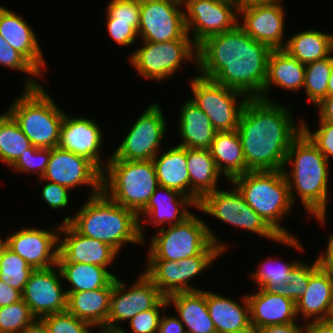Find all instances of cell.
Listing matches in <instances>:
<instances>
[{"label": "cell", "instance_id": "obj_25", "mask_svg": "<svg viewBox=\"0 0 333 333\" xmlns=\"http://www.w3.org/2000/svg\"><path fill=\"white\" fill-rule=\"evenodd\" d=\"M247 295L252 330L271 325L298 323L296 303L271 290L256 288Z\"/></svg>", "mask_w": 333, "mask_h": 333}, {"label": "cell", "instance_id": "obj_39", "mask_svg": "<svg viewBox=\"0 0 333 333\" xmlns=\"http://www.w3.org/2000/svg\"><path fill=\"white\" fill-rule=\"evenodd\" d=\"M33 270L22 257L0 242V280L22 293Z\"/></svg>", "mask_w": 333, "mask_h": 333}, {"label": "cell", "instance_id": "obj_3", "mask_svg": "<svg viewBox=\"0 0 333 333\" xmlns=\"http://www.w3.org/2000/svg\"><path fill=\"white\" fill-rule=\"evenodd\" d=\"M329 164L326 157L302 131L293 140L283 167L293 205L295 206L298 197L307 214L322 226L327 225V202L330 199ZM287 167L291 170L287 171Z\"/></svg>", "mask_w": 333, "mask_h": 333}, {"label": "cell", "instance_id": "obj_53", "mask_svg": "<svg viewBox=\"0 0 333 333\" xmlns=\"http://www.w3.org/2000/svg\"><path fill=\"white\" fill-rule=\"evenodd\" d=\"M253 333H304V323H288L259 328Z\"/></svg>", "mask_w": 333, "mask_h": 333}, {"label": "cell", "instance_id": "obj_46", "mask_svg": "<svg viewBox=\"0 0 333 333\" xmlns=\"http://www.w3.org/2000/svg\"><path fill=\"white\" fill-rule=\"evenodd\" d=\"M41 320L50 333H93L90 330L94 328L91 324L78 319L67 311L46 315Z\"/></svg>", "mask_w": 333, "mask_h": 333}, {"label": "cell", "instance_id": "obj_41", "mask_svg": "<svg viewBox=\"0 0 333 333\" xmlns=\"http://www.w3.org/2000/svg\"><path fill=\"white\" fill-rule=\"evenodd\" d=\"M321 264L320 256L314 262L301 261L292 269L290 276L271 289L275 294L291 299L295 303L302 297L308 287L310 274Z\"/></svg>", "mask_w": 333, "mask_h": 333}, {"label": "cell", "instance_id": "obj_42", "mask_svg": "<svg viewBox=\"0 0 333 333\" xmlns=\"http://www.w3.org/2000/svg\"><path fill=\"white\" fill-rule=\"evenodd\" d=\"M0 65L26 74L24 88H38L43 85L39 78L44 76L18 51L11 47L0 35ZM42 84V85H41Z\"/></svg>", "mask_w": 333, "mask_h": 333}, {"label": "cell", "instance_id": "obj_51", "mask_svg": "<svg viewBox=\"0 0 333 333\" xmlns=\"http://www.w3.org/2000/svg\"><path fill=\"white\" fill-rule=\"evenodd\" d=\"M106 30L120 47L132 46L139 39L138 32L131 26V22L106 21Z\"/></svg>", "mask_w": 333, "mask_h": 333}, {"label": "cell", "instance_id": "obj_1", "mask_svg": "<svg viewBox=\"0 0 333 333\" xmlns=\"http://www.w3.org/2000/svg\"><path fill=\"white\" fill-rule=\"evenodd\" d=\"M272 49L248 35L238 24L206 38L197 46V74L262 99Z\"/></svg>", "mask_w": 333, "mask_h": 333}, {"label": "cell", "instance_id": "obj_52", "mask_svg": "<svg viewBox=\"0 0 333 333\" xmlns=\"http://www.w3.org/2000/svg\"><path fill=\"white\" fill-rule=\"evenodd\" d=\"M166 312L167 309L163 311L160 318L158 333H186L185 326L179 317L176 314L169 316Z\"/></svg>", "mask_w": 333, "mask_h": 333}, {"label": "cell", "instance_id": "obj_37", "mask_svg": "<svg viewBox=\"0 0 333 333\" xmlns=\"http://www.w3.org/2000/svg\"><path fill=\"white\" fill-rule=\"evenodd\" d=\"M333 70V52L326 58L305 65L304 92L314 106L327 97L330 74Z\"/></svg>", "mask_w": 333, "mask_h": 333}, {"label": "cell", "instance_id": "obj_10", "mask_svg": "<svg viewBox=\"0 0 333 333\" xmlns=\"http://www.w3.org/2000/svg\"><path fill=\"white\" fill-rule=\"evenodd\" d=\"M140 45L139 49L130 52L129 63L145 80L162 82L169 79L185 62L193 63L197 69V46L192 39L160 43L142 41Z\"/></svg>", "mask_w": 333, "mask_h": 333}, {"label": "cell", "instance_id": "obj_58", "mask_svg": "<svg viewBox=\"0 0 333 333\" xmlns=\"http://www.w3.org/2000/svg\"><path fill=\"white\" fill-rule=\"evenodd\" d=\"M20 333H50L47 326L41 319H36L32 324L23 329Z\"/></svg>", "mask_w": 333, "mask_h": 333}, {"label": "cell", "instance_id": "obj_49", "mask_svg": "<svg viewBox=\"0 0 333 333\" xmlns=\"http://www.w3.org/2000/svg\"><path fill=\"white\" fill-rule=\"evenodd\" d=\"M318 128L315 131L310 130L308 123L302 120V131L309 137V139L316 145L318 150L330 162L333 158V123L327 121H319Z\"/></svg>", "mask_w": 333, "mask_h": 333}, {"label": "cell", "instance_id": "obj_60", "mask_svg": "<svg viewBox=\"0 0 333 333\" xmlns=\"http://www.w3.org/2000/svg\"><path fill=\"white\" fill-rule=\"evenodd\" d=\"M233 1L236 3L237 8L239 9L247 5L258 4L270 0H233Z\"/></svg>", "mask_w": 333, "mask_h": 333}, {"label": "cell", "instance_id": "obj_34", "mask_svg": "<svg viewBox=\"0 0 333 333\" xmlns=\"http://www.w3.org/2000/svg\"><path fill=\"white\" fill-rule=\"evenodd\" d=\"M283 50L306 65L324 59L333 52V34L307 28L289 36Z\"/></svg>", "mask_w": 333, "mask_h": 333}, {"label": "cell", "instance_id": "obj_8", "mask_svg": "<svg viewBox=\"0 0 333 333\" xmlns=\"http://www.w3.org/2000/svg\"><path fill=\"white\" fill-rule=\"evenodd\" d=\"M158 186L152 160L109 158L102 172V192L137 214L147 205Z\"/></svg>", "mask_w": 333, "mask_h": 333}, {"label": "cell", "instance_id": "obj_16", "mask_svg": "<svg viewBox=\"0 0 333 333\" xmlns=\"http://www.w3.org/2000/svg\"><path fill=\"white\" fill-rule=\"evenodd\" d=\"M41 179L70 190L91 186L88 197L102 192V172L86 158L58 147L51 148V156Z\"/></svg>", "mask_w": 333, "mask_h": 333}, {"label": "cell", "instance_id": "obj_50", "mask_svg": "<svg viewBox=\"0 0 333 333\" xmlns=\"http://www.w3.org/2000/svg\"><path fill=\"white\" fill-rule=\"evenodd\" d=\"M44 181L46 182L43 184L44 186L42 187L40 195L41 199H43L51 209L57 211L58 209H63L69 206L70 189L65 186L49 182L47 180H42L41 178H39V185Z\"/></svg>", "mask_w": 333, "mask_h": 333}, {"label": "cell", "instance_id": "obj_28", "mask_svg": "<svg viewBox=\"0 0 333 333\" xmlns=\"http://www.w3.org/2000/svg\"><path fill=\"white\" fill-rule=\"evenodd\" d=\"M186 333H217L206 304V291L179 292L167 297Z\"/></svg>", "mask_w": 333, "mask_h": 333}, {"label": "cell", "instance_id": "obj_17", "mask_svg": "<svg viewBox=\"0 0 333 333\" xmlns=\"http://www.w3.org/2000/svg\"><path fill=\"white\" fill-rule=\"evenodd\" d=\"M283 0H270L238 9V25L253 39L272 50L284 49L285 8Z\"/></svg>", "mask_w": 333, "mask_h": 333}, {"label": "cell", "instance_id": "obj_36", "mask_svg": "<svg viewBox=\"0 0 333 333\" xmlns=\"http://www.w3.org/2000/svg\"><path fill=\"white\" fill-rule=\"evenodd\" d=\"M30 146L14 118L7 111L0 113V161L11 167Z\"/></svg>", "mask_w": 333, "mask_h": 333}, {"label": "cell", "instance_id": "obj_9", "mask_svg": "<svg viewBox=\"0 0 333 333\" xmlns=\"http://www.w3.org/2000/svg\"><path fill=\"white\" fill-rule=\"evenodd\" d=\"M197 210L212 215L227 225L275 241L277 244L303 252L304 246L296 236L279 237L263 219L246 203L242 194L234 186L230 190L217 189L206 194L197 205Z\"/></svg>", "mask_w": 333, "mask_h": 333}, {"label": "cell", "instance_id": "obj_57", "mask_svg": "<svg viewBox=\"0 0 333 333\" xmlns=\"http://www.w3.org/2000/svg\"><path fill=\"white\" fill-rule=\"evenodd\" d=\"M319 121L333 123V97H326L317 106Z\"/></svg>", "mask_w": 333, "mask_h": 333}, {"label": "cell", "instance_id": "obj_23", "mask_svg": "<svg viewBox=\"0 0 333 333\" xmlns=\"http://www.w3.org/2000/svg\"><path fill=\"white\" fill-rule=\"evenodd\" d=\"M333 278L322 263L310 274L308 287L296 302L299 320L307 322L331 320ZM302 317V318H301Z\"/></svg>", "mask_w": 333, "mask_h": 333}, {"label": "cell", "instance_id": "obj_12", "mask_svg": "<svg viewBox=\"0 0 333 333\" xmlns=\"http://www.w3.org/2000/svg\"><path fill=\"white\" fill-rule=\"evenodd\" d=\"M161 108L155 102L149 103L109 158L152 160L162 150L161 143L167 131V121Z\"/></svg>", "mask_w": 333, "mask_h": 333}, {"label": "cell", "instance_id": "obj_7", "mask_svg": "<svg viewBox=\"0 0 333 333\" xmlns=\"http://www.w3.org/2000/svg\"><path fill=\"white\" fill-rule=\"evenodd\" d=\"M44 85L24 88L20 97L10 103L7 112L37 148H54L59 142L60 127L65 115Z\"/></svg>", "mask_w": 333, "mask_h": 333}, {"label": "cell", "instance_id": "obj_26", "mask_svg": "<svg viewBox=\"0 0 333 333\" xmlns=\"http://www.w3.org/2000/svg\"><path fill=\"white\" fill-rule=\"evenodd\" d=\"M240 301L206 291V304L217 333H253L247 294Z\"/></svg>", "mask_w": 333, "mask_h": 333}, {"label": "cell", "instance_id": "obj_33", "mask_svg": "<svg viewBox=\"0 0 333 333\" xmlns=\"http://www.w3.org/2000/svg\"><path fill=\"white\" fill-rule=\"evenodd\" d=\"M219 172L231 181L246 173V162L237 131L217 132L209 148Z\"/></svg>", "mask_w": 333, "mask_h": 333}, {"label": "cell", "instance_id": "obj_30", "mask_svg": "<svg viewBox=\"0 0 333 333\" xmlns=\"http://www.w3.org/2000/svg\"><path fill=\"white\" fill-rule=\"evenodd\" d=\"M112 290L113 280L104 288L67 293L66 311L98 330L107 323Z\"/></svg>", "mask_w": 333, "mask_h": 333}, {"label": "cell", "instance_id": "obj_6", "mask_svg": "<svg viewBox=\"0 0 333 333\" xmlns=\"http://www.w3.org/2000/svg\"><path fill=\"white\" fill-rule=\"evenodd\" d=\"M192 213L181 223L159 228L150 238L146 260L179 261L199 254H225L229 246Z\"/></svg>", "mask_w": 333, "mask_h": 333}, {"label": "cell", "instance_id": "obj_27", "mask_svg": "<svg viewBox=\"0 0 333 333\" xmlns=\"http://www.w3.org/2000/svg\"><path fill=\"white\" fill-rule=\"evenodd\" d=\"M305 65L291 57L285 50H272L268 58L267 78L262 99L272 101L271 86L292 92H300L304 86ZM267 93V94H266ZM271 98V99H270Z\"/></svg>", "mask_w": 333, "mask_h": 333}, {"label": "cell", "instance_id": "obj_4", "mask_svg": "<svg viewBox=\"0 0 333 333\" xmlns=\"http://www.w3.org/2000/svg\"><path fill=\"white\" fill-rule=\"evenodd\" d=\"M75 214L64 217L79 234L100 240L119 254L125 244L144 245L138 214L112 201L103 192L87 197Z\"/></svg>", "mask_w": 333, "mask_h": 333}, {"label": "cell", "instance_id": "obj_59", "mask_svg": "<svg viewBox=\"0 0 333 333\" xmlns=\"http://www.w3.org/2000/svg\"><path fill=\"white\" fill-rule=\"evenodd\" d=\"M98 333H130L129 330L127 332L126 328L123 329L121 326L120 327H112V326H103L98 329ZM126 330V331H125Z\"/></svg>", "mask_w": 333, "mask_h": 333}, {"label": "cell", "instance_id": "obj_48", "mask_svg": "<svg viewBox=\"0 0 333 333\" xmlns=\"http://www.w3.org/2000/svg\"><path fill=\"white\" fill-rule=\"evenodd\" d=\"M168 307L165 297L156 307L139 312L128 321L130 333H158L162 311ZM161 310V311H160Z\"/></svg>", "mask_w": 333, "mask_h": 333}, {"label": "cell", "instance_id": "obj_29", "mask_svg": "<svg viewBox=\"0 0 333 333\" xmlns=\"http://www.w3.org/2000/svg\"><path fill=\"white\" fill-rule=\"evenodd\" d=\"M178 146L192 149H209L217 131L208 116L189 98L179 111Z\"/></svg>", "mask_w": 333, "mask_h": 333}, {"label": "cell", "instance_id": "obj_21", "mask_svg": "<svg viewBox=\"0 0 333 333\" xmlns=\"http://www.w3.org/2000/svg\"><path fill=\"white\" fill-rule=\"evenodd\" d=\"M188 207L197 209V204L178 190L158 186L147 205L138 213L140 235L144 244L146 240L143 226L146 223L157 226V229L160 226L163 228L166 224L171 226L181 223L193 213L188 210Z\"/></svg>", "mask_w": 333, "mask_h": 333}, {"label": "cell", "instance_id": "obj_31", "mask_svg": "<svg viewBox=\"0 0 333 333\" xmlns=\"http://www.w3.org/2000/svg\"><path fill=\"white\" fill-rule=\"evenodd\" d=\"M187 170L190 178V198L198 205L208 193L217 190L219 172L209 149L187 148Z\"/></svg>", "mask_w": 333, "mask_h": 333}, {"label": "cell", "instance_id": "obj_20", "mask_svg": "<svg viewBox=\"0 0 333 333\" xmlns=\"http://www.w3.org/2000/svg\"><path fill=\"white\" fill-rule=\"evenodd\" d=\"M66 113L60 127L57 147L86 158L103 172L109 158L103 162L101 157L104 134L100 125L94 118L72 117Z\"/></svg>", "mask_w": 333, "mask_h": 333}, {"label": "cell", "instance_id": "obj_19", "mask_svg": "<svg viewBox=\"0 0 333 333\" xmlns=\"http://www.w3.org/2000/svg\"><path fill=\"white\" fill-rule=\"evenodd\" d=\"M61 278V279H60ZM58 265L34 269L22 291V299L37 318L62 313L67 308V293Z\"/></svg>", "mask_w": 333, "mask_h": 333}, {"label": "cell", "instance_id": "obj_54", "mask_svg": "<svg viewBox=\"0 0 333 333\" xmlns=\"http://www.w3.org/2000/svg\"><path fill=\"white\" fill-rule=\"evenodd\" d=\"M22 299V293L0 280V307L11 305Z\"/></svg>", "mask_w": 333, "mask_h": 333}, {"label": "cell", "instance_id": "obj_47", "mask_svg": "<svg viewBox=\"0 0 333 333\" xmlns=\"http://www.w3.org/2000/svg\"><path fill=\"white\" fill-rule=\"evenodd\" d=\"M106 6L105 21L131 22V26L138 32L140 25V0H109Z\"/></svg>", "mask_w": 333, "mask_h": 333}, {"label": "cell", "instance_id": "obj_45", "mask_svg": "<svg viewBox=\"0 0 333 333\" xmlns=\"http://www.w3.org/2000/svg\"><path fill=\"white\" fill-rule=\"evenodd\" d=\"M51 156V148H37L30 146L28 152L20 156L10 167V170L20 172V174H35L37 178H42L45 173Z\"/></svg>", "mask_w": 333, "mask_h": 333}, {"label": "cell", "instance_id": "obj_15", "mask_svg": "<svg viewBox=\"0 0 333 333\" xmlns=\"http://www.w3.org/2000/svg\"><path fill=\"white\" fill-rule=\"evenodd\" d=\"M136 278L128 287L118 276L113 279L106 326L120 327V322L129 321L139 312L156 307L165 298L144 272Z\"/></svg>", "mask_w": 333, "mask_h": 333}, {"label": "cell", "instance_id": "obj_56", "mask_svg": "<svg viewBox=\"0 0 333 333\" xmlns=\"http://www.w3.org/2000/svg\"><path fill=\"white\" fill-rule=\"evenodd\" d=\"M325 251H321L320 259L322 265L330 272L333 278V233L328 236V242L326 243Z\"/></svg>", "mask_w": 333, "mask_h": 333}, {"label": "cell", "instance_id": "obj_18", "mask_svg": "<svg viewBox=\"0 0 333 333\" xmlns=\"http://www.w3.org/2000/svg\"><path fill=\"white\" fill-rule=\"evenodd\" d=\"M61 223L52 229L22 227L2 238V242L22 257L33 269H45L57 264Z\"/></svg>", "mask_w": 333, "mask_h": 333}, {"label": "cell", "instance_id": "obj_22", "mask_svg": "<svg viewBox=\"0 0 333 333\" xmlns=\"http://www.w3.org/2000/svg\"><path fill=\"white\" fill-rule=\"evenodd\" d=\"M118 254L108 244L79 234L69 223H61L57 262L92 264L109 269L108 266L113 265Z\"/></svg>", "mask_w": 333, "mask_h": 333}, {"label": "cell", "instance_id": "obj_24", "mask_svg": "<svg viewBox=\"0 0 333 333\" xmlns=\"http://www.w3.org/2000/svg\"><path fill=\"white\" fill-rule=\"evenodd\" d=\"M0 35L44 76L47 60L43 57L34 29L21 15L1 5Z\"/></svg>", "mask_w": 333, "mask_h": 333}, {"label": "cell", "instance_id": "obj_13", "mask_svg": "<svg viewBox=\"0 0 333 333\" xmlns=\"http://www.w3.org/2000/svg\"><path fill=\"white\" fill-rule=\"evenodd\" d=\"M186 32L198 46L206 38L233 29L238 8L233 0H185Z\"/></svg>", "mask_w": 333, "mask_h": 333}, {"label": "cell", "instance_id": "obj_32", "mask_svg": "<svg viewBox=\"0 0 333 333\" xmlns=\"http://www.w3.org/2000/svg\"><path fill=\"white\" fill-rule=\"evenodd\" d=\"M159 153L152 159L159 186L178 190L190 197L187 148L176 145Z\"/></svg>", "mask_w": 333, "mask_h": 333}, {"label": "cell", "instance_id": "obj_62", "mask_svg": "<svg viewBox=\"0 0 333 333\" xmlns=\"http://www.w3.org/2000/svg\"><path fill=\"white\" fill-rule=\"evenodd\" d=\"M331 320H333V308H332V312H331Z\"/></svg>", "mask_w": 333, "mask_h": 333}, {"label": "cell", "instance_id": "obj_40", "mask_svg": "<svg viewBox=\"0 0 333 333\" xmlns=\"http://www.w3.org/2000/svg\"><path fill=\"white\" fill-rule=\"evenodd\" d=\"M267 260L262 261L257 270L248 273L254 282V287L271 290L281 283L286 276H290L292 269L301 261V259H293V261H282L276 256H266ZM273 257V258H272ZM275 264V265H274Z\"/></svg>", "mask_w": 333, "mask_h": 333}, {"label": "cell", "instance_id": "obj_5", "mask_svg": "<svg viewBox=\"0 0 333 333\" xmlns=\"http://www.w3.org/2000/svg\"><path fill=\"white\" fill-rule=\"evenodd\" d=\"M230 182L279 237L293 236L280 223H283V217L288 216L294 206L283 170L247 171Z\"/></svg>", "mask_w": 333, "mask_h": 333}, {"label": "cell", "instance_id": "obj_11", "mask_svg": "<svg viewBox=\"0 0 333 333\" xmlns=\"http://www.w3.org/2000/svg\"><path fill=\"white\" fill-rule=\"evenodd\" d=\"M188 81L193 94L190 99L208 116L215 130L217 132L235 131L249 98L239 91L198 74L189 77Z\"/></svg>", "mask_w": 333, "mask_h": 333}, {"label": "cell", "instance_id": "obj_35", "mask_svg": "<svg viewBox=\"0 0 333 333\" xmlns=\"http://www.w3.org/2000/svg\"><path fill=\"white\" fill-rule=\"evenodd\" d=\"M62 279L70 284L66 293L91 291L106 287L115 277L106 267L77 262H57Z\"/></svg>", "mask_w": 333, "mask_h": 333}, {"label": "cell", "instance_id": "obj_44", "mask_svg": "<svg viewBox=\"0 0 333 333\" xmlns=\"http://www.w3.org/2000/svg\"><path fill=\"white\" fill-rule=\"evenodd\" d=\"M223 254H199L178 261L181 272V292L199 291L198 287L192 286L193 278L197 277L217 258ZM191 282V284L189 283Z\"/></svg>", "mask_w": 333, "mask_h": 333}, {"label": "cell", "instance_id": "obj_43", "mask_svg": "<svg viewBox=\"0 0 333 333\" xmlns=\"http://www.w3.org/2000/svg\"><path fill=\"white\" fill-rule=\"evenodd\" d=\"M36 319L23 299L0 307V333H20Z\"/></svg>", "mask_w": 333, "mask_h": 333}, {"label": "cell", "instance_id": "obj_2", "mask_svg": "<svg viewBox=\"0 0 333 333\" xmlns=\"http://www.w3.org/2000/svg\"><path fill=\"white\" fill-rule=\"evenodd\" d=\"M289 107L260 98L249 99L245 104L236 131L246 172L283 170L288 150L302 132V118L295 121Z\"/></svg>", "mask_w": 333, "mask_h": 333}, {"label": "cell", "instance_id": "obj_55", "mask_svg": "<svg viewBox=\"0 0 333 333\" xmlns=\"http://www.w3.org/2000/svg\"><path fill=\"white\" fill-rule=\"evenodd\" d=\"M304 333H333V320L304 322Z\"/></svg>", "mask_w": 333, "mask_h": 333}, {"label": "cell", "instance_id": "obj_38", "mask_svg": "<svg viewBox=\"0 0 333 333\" xmlns=\"http://www.w3.org/2000/svg\"><path fill=\"white\" fill-rule=\"evenodd\" d=\"M145 267L143 272L165 297L181 292V272L178 261L146 260Z\"/></svg>", "mask_w": 333, "mask_h": 333}, {"label": "cell", "instance_id": "obj_14", "mask_svg": "<svg viewBox=\"0 0 333 333\" xmlns=\"http://www.w3.org/2000/svg\"><path fill=\"white\" fill-rule=\"evenodd\" d=\"M139 40L155 43L191 39L186 32L184 6L177 0H140Z\"/></svg>", "mask_w": 333, "mask_h": 333}, {"label": "cell", "instance_id": "obj_61", "mask_svg": "<svg viewBox=\"0 0 333 333\" xmlns=\"http://www.w3.org/2000/svg\"><path fill=\"white\" fill-rule=\"evenodd\" d=\"M327 97H333V70H332V72L330 74V78H329Z\"/></svg>", "mask_w": 333, "mask_h": 333}]
</instances>
